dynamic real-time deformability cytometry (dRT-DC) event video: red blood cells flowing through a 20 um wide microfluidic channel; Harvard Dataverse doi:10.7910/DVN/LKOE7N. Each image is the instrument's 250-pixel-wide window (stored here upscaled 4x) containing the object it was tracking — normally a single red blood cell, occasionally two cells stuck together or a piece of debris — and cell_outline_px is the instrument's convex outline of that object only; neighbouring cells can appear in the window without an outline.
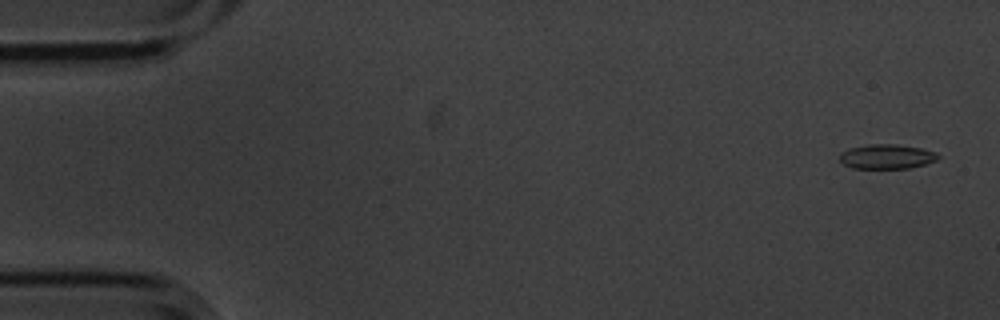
{"species": "common noctule bat (a hibernating species)", "species_latin": "Nyctalus noctula", "temperature_condition": "cold", "stored_images_in_passage": 6, "camera_frame_rate_fps": 3000, "um_per_image_px": 0.085, "animal": {"sex": "male", "body_mass_g": 20.1, "forearm_length_mm": 53.5}, "frame": {"image": 1, "passage_image": 1, "time_ms": 0.0, "image_size_px": [1000, 320], "cell_outline_px": [[940, 156], [936, 160], [924, 164], [908, 168], [852, 168], [844, 164], [840, 160], [840, 152], [848, 148], [868, 144], [896, 144], [920, 148], [936, 152]], "centroid_in_image_um": [75.34, 13.3], "position_along_channel_um": 9.7, "area_um2": 14.05}}